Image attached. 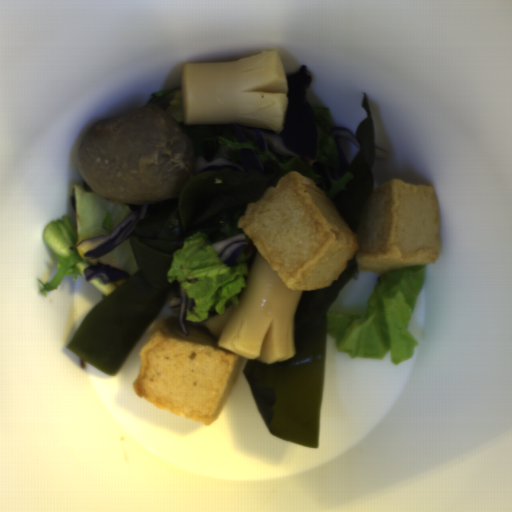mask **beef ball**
<instances>
[{
  "label": "beef ball",
  "mask_w": 512,
  "mask_h": 512,
  "mask_svg": "<svg viewBox=\"0 0 512 512\" xmlns=\"http://www.w3.org/2000/svg\"><path fill=\"white\" fill-rule=\"evenodd\" d=\"M79 174L116 203L157 204L175 198L193 174L191 137L162 104L102 118L80 143Z\"/></svg>",
  "instance_id": "obj_1"
}]
</instances>
